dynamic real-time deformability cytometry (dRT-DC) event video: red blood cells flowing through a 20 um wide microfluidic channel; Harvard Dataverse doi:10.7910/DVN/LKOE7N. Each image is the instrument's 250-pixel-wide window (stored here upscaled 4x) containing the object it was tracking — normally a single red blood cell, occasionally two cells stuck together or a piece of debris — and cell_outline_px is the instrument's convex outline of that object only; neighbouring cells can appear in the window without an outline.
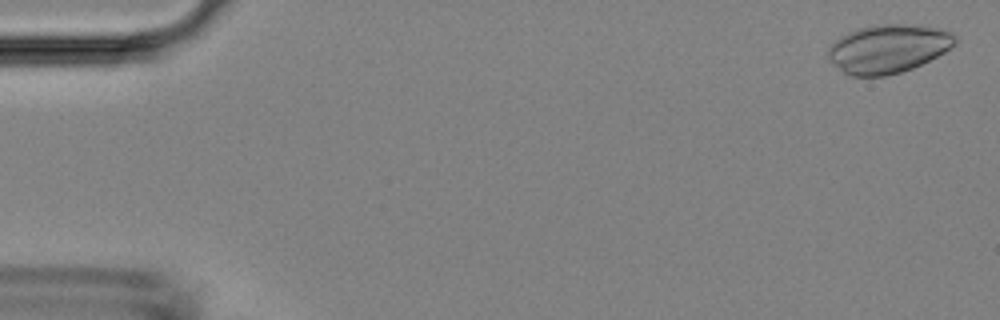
{"species": "Egyptian fruit bat (a non-hibernating species)", "species_latin": "Rousettus aegyptiacus", "temperature_condition": "room temperature", "stored_images_in_passage": 2, "camera_frame_rate_fps": 3000, "um_per_image_px": 0.085, "animal": {"sex": "female"}, "frame": {"image": 1, "passage_image": 2, "time_ms": 1.333, "image_size_px": [1000, 320], "cell_outline_px": [[956, 44], [944, 52], [912, 68], [900, 72], [884, 76], [852, 76], [844, 72], [828, 60], [828, 48], [840, 36], [856, 28], [876, 24], [904, 24], [940, 28], [952, 32], [956, 36]], "centroid_in_image_um": [75.48, 4.12], "position_along_channel_um": 9.5, "area_um2": 35.84}}